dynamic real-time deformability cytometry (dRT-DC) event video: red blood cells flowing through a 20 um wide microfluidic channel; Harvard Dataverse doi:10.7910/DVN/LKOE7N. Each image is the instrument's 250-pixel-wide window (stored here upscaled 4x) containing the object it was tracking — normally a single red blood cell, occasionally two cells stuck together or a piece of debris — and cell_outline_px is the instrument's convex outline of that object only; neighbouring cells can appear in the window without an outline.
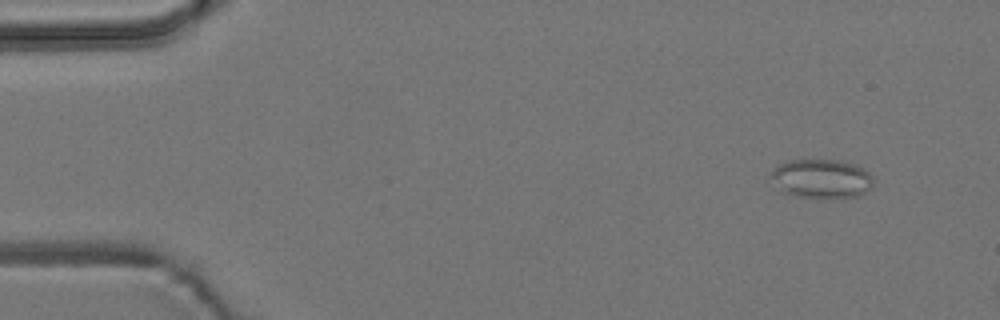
{"species": "common noctule bat (a hibernating species)", "species_latin": "Nyctalus noctula", "temperature_condition": "room temperature", "stored_images_in_passage": 2, "segment_of_instrument_passage": [2, 2], "camera_frame_rate_fps": 3000, "um_per_image_px": 0.085, "animal": {"sex": "male", "body_mass_g": 19.2, "forearm_length_mm": 51.8}, "frame": {"image": 1, "passage_image": 2, "time_ms": 2.0, "image_size_px": [1000, 320], "cell_outline_px": [[872, 188], [860, 196], [832, 200], [796, 196], [780, 192], [768, 176], [776, 164], [788, 160], [840, 160], [856, 164], [864, 168], [872, 176]], "centroid_in_image_um": [69.8, 15.22], "position_along_channel_um": 15.2, "area_um2": 24.33}}